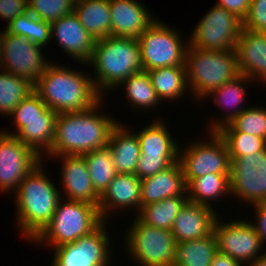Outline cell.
<instances>
[{
    "instance_id": "25",
    "label": "cell",
    "mask_w": 266,
    "mask_h": 266,
    "mask_svg": "<svg viewBox=\"0 0 266 266\" xmlns=\"http://www.w3.org/2000/svg\"><path fill=\"white\" fill-rule=\"evenodd\" d=\"M251 82L252 80L246 75H239L237 78L233 79L232 81H228L216 90L212 91L207 97L213 98L212 101L219 105V107L227 111L223 114L225 117L222 116L220 119L211 120L209 131H217L223 125L228 124L233 120L236 116H238L244 108L243 106L240 107L241 103L243 105L245 94L247 95L246 88L243 86L246 82ZM213 96V97H212ZM230 106V107H229ZM228 107V108H227ZM237 107V108H236ZM232 109V110H231Z\"/></svg>"
},
{
    "instance_id": "16",
    "label": "cell",
    "mask_w": 266,
    "mask_h": 266,
    "mask_svg": "<svg viewBox=\"0 0 266 266\" xmlns=\"http://www.w3.org/2000/svg\"><path fill=\"white\" fill-rule=\"evenodd\" d=\"M43 159L15 136L6 134L2 130L0 132V191L16 192L22 180L43 162Z\"/></svg>"
},
{
    "instance_id": "43",
    "label": "cell",
    "mask_w": 266,
    "mask_h": 266,
    "mask_svg": "<svg viewBox=\"0 0 266 266\" xmlns=\"http://www.w3.org/2000/svg\"><path fill=\"white\" fill-rule=\"evenodd\" d=\"M255 223L250 221L254 226L257 234L260 236L262 246L266 243V203L255 204ZM266 253V251H265Z\"/></svg>"
},
{
    "instance_id": "34",
    "label": "cell",
    "mask_w": 266,
    "mask_h": 266,
    "mask_svg": "<svg viewBox=\"0 0 266 266\" xmlns=\"http://www.w3.org/2000/svg\"><path fill=\"white\" fill-rule=\"evenodd\" d=\"M34 92V85L4 70L0 71V115L8 117L10 113Z\"/></svg>"
},
{
    "instance_id": "27",
    "label": "cell",
    "mask_w": 266,
    "mask_h": 266,
    "mask_svg": "<svg viewBox=\"0 0 266 266\" xmlns=\"http://www.w3.org/2000/svg\"><path fill=\"white\" fill-rule=\"evenodd\" d=\"M110 0H76L74 13L95 40L111 35Z\"/></svg>"
},
{
    "instance_id": "45",
    "label": "cell",
    "mask_w": 266,
    "mask_h": 266,
    "mask_svg": "<svg viewBox=\"0 0 266 266\" xmlns=\"http://www.w3.org/2000/svg\"><path fill=\"white\" fill-rule=\"evenodd\" d=\"M250 266H266V253L256 259Z\"/></svg>"
},
{
    "instance_id": "4",
    "label": "cell",
    "mask_w": 266,
    "mask_h": 266,
    "mask_svg": "<svg viewBox=\"0 0 266 266\" xmlns=\"http://www.w3.org/2000/svg\"><path fill=\"white\" fill-rule=\"evenodd\" d=\"M87 64L93 65L96 77L92 76V79L96 89L102 92L103 96L106 90L115 89L132 74L144 71L139 42L136 38L129 37L110 35L96 40Z\"/></svg>"
},
{
    "instance_id": "23",
    "label": "cell",
    "mask_w": 266,
    "mask_h": 266,
    "mask_svg": "<svg viewBox=\"0 0 266 266\" xmlns=\"http://www.w3.org/2000/svg\"><path fill=\"white\" fill-rule=\"evenodd\" d=\"M176 196H187V184L179 161L141 179V207Z\"/></svg>"
},
{
    "instance_id": "10",
    "label": "cell",
    "mask_w": 266,
    "mask_h": 266,
    "mask_svg": "<svg viewBox=\"0 0 266 266\" xmlns=\"http://www.w3.org/2000/svg\"><path fill=\"white\" fill-rule=\"evenodd\" d=\"M208 134L207 141L188 143L184 152L179 148L178 161L187 185L206 174H230L231 160L224 139L217 131Z\"/></svg>"
},
{
    "instance_id": "41",
    "label": "cell",
    "mask_w": 266,
    "mask_h": 266,
    "mask_svg": "<svg viewBox=\"0 0 266 266\" xmlns=\"http://www.w3.org/2000/svg\"><path fill=\"white\" fill-rule=\"evenodd\" d=\"M28 11V0H0V17L8 24Z\"/></svg>"
},
{
    "instance_id": "24",
    "label": "cell",
    "mask_w": 266,
    "mask_h": 266,
    "mask_svg": "<svg viewBox=\"0 0 266 266\" xmlns=\"http://www.w3.org/2000/svg\"><path fill=\"white\" fill-rule=\"evenodd\" d=\"M118 122L109 136L108 145L118 174H135L140 157V144L136 132Z\"/></svg>"
},
{
    "instance_id": "46",
    "label": "cell",
    "mask_w": 266,
    "mask_h": 266,
    "mask_svg": "<svg viewBox=\"0 0 266 266\" xmlns=\"http://www.w3.org/2000/svg\"><path fill=\"white\" fill-rule=\"evenodd\" d=\"M3 35H4V31L0 32V62H1V56H2V42H3Z\"/></svg>"
},
{
    "instance_id": "12",
    "label": "cell",
    "mask_w": 266,
    "mask_h": 266,
    "mask_svg": "<svg viewBox=\"0 0 266 266\" xmlns=\"http://www.w3.org/2000/svg\"><path fill=\"white\" fill-rule=\"evenodd\" d=\"M43 47L28 39L7 33L4 30L0 70L12 73L36 84L51 63L41 53Z\"/></svg>"
},
{
    "instance_id": "3",
    "label": "cell",
    "mask_w": 266,
    "mask_h": 266,
    "mask_svg": "<svg viewBox=\"0 0 266 266\" xmlns=\"http://www.w3.org/2000/svg\"><path fill=\"white\" fill-rule=\"evenodd\" d=\"M45 171L41 162L22 180L14 192L16 226L30 241L34 240L50 223L62 198L60 196L63 195Z\"/></svg>"
},
{
    "instance_id": "29",
    "label": "cell",
    "mask_w": 266,
    "mask_h": 266,
    "mask_svg": "<svg viewBox=\"0 0 266 266\" xmlns=\"http://www.w3.org/2000/svg\"><path fill=\"white\" fill-rule=\"evenodd\" d=\"M147 72L157 96L162 101L179 100L189 90L185 66L156 68Z\"/></svg>"
},
{
    "instance_id": "6",
    "label": "cell",
    "mask_w": 266,
    "mask_h": 266,
    "mask_svg": "<svg viewBox=\"0 0 266 266\" xmlns=\"http://www.w3.org/2000/svg\"><path fill=\"white\" fill-rule=\"evenodd\" d=\"M62 200H59L50 223L32 241L33 243L48 244L51 248L72 244L92 233L104 222L97 205Z\"/></svg>"
},
{
    "instance_id": "21",
    "label": "cell",
    "mask_w": 266,
    "mask_h": 266,
    "mask_svg": "<svg viewBox=\"0 0 266 266\" xmlns=\"http://www.w3.org/2000/svg\"><path fill=\"white\" fill-rule=\"evenodd\" d=\"M238 68L241 75L252 81L266 84V32H256L242 28L236 42Z\"/></svg>"
},
{
    "instance_id": "22",
    "label": "cell",
    "mask_w": 266,
    "mask_h": 266,
    "mask_svg": "<svg viewBox=\"0 0 266 266\" xmlns=\"http://www.w3.org/2000/svg\"><path fill=\"white\" fill-rule=\"evenodd\" d=\"M128 208L141 209V179L135 174H117L99 198V213L106 222L112 210Z\"/></svg>"
},
{
    "instance_id": "9",
    "label": "cell",
    "mask_w": 266,
    "mask_h": 266,
    "mask_svg": "<svg viewBox=\"0 0 266 266\" xmlns=\"http://www.w3.org/2000/svg\"><path fill=\"white\" fill-rule=\"evenodd\" d=\"M162 21L153 22L138 38L144 71L185 66L188 43ZM185 41V42H184ZM186 43V44H185Z\"/></svg>"
},
{
    "instance_id": "38",
    "label": "cell",
    "mask_w": 266,
    "mask_h": 266,
    "mask_svg": "<svg viewBox=\"0 0 266 266\" xmlns=\"http://www.w3.org/2000/svg\"><path fill=\"white\" fill-rule=\"evenodd\" d=\"M76 0H28V11L42 21L52 23L74 11Z\"/></svg>"
},
{
    "instance_id": "20",
    "label": "cell",
    "mask_w": 266,
    "mask_h": 266,
    "mask_svg": "<svg viewBox=\"0 0 266 266\" xmlns=\"http://www.w3.org/2000/svg\"><path fill=\"white\" fill-rule=\"evenodd\" d=\"M216 212L212 207L188 201L171 228L176 243L211 235L214 232V224L220 216Z\"/></svg>"
},
{
    "instance_id": "28",
    "label": "cell",
    "mask_w": 266,
    "mask_h": 266,
    "mask_svg": "<svg viewBox=\"0 0 266 266\" xmlns=\"http://www.w3.org/2000/svg\"><path fill=\"white\" fill-rule=\"evenodd\" d=\"M217 252L214 232L201 239L176 243L172 266H210Z\"/></svg>"
},
{
    "instance_id": "18",
    "label": "cell",
    "mask_w": 266,
    "mask_h": 266,
    "mask_svg": "<svg viewBox=\"0 0 266 266\" xmlns=\"http://www.w3.org/2000/svg\"><path fill=\"white\" fill-rule=\"evenodd\" d=\"M111 36L138 38L157 18L138 0H110Z\"/></svg>"
},
{
    "instance_id": "35",
    "label": "cell",
    "mask_w": 266,
    "mask_h": 266,
    "mask_svg": "<svg viewBox=\"0 0 266 266\" xmlns=\"http://www.w3.org/2000/svg\"><path fill=\"white\" fill-rule=\"evenodd\" d=\"M5 31L12 35L22 36L44 48L51 40L50 23L42 21L29 11L7 24Z\"/></svg>"
},
{
    "instance_id": "39",
    "label": "cell",
    "mask_w": 266,
    "mask_h": 266,
    "mask_svg": "<svg viewBox=\"0 0 266 266\" xmlns=\"http://www.w3.org/2000/svg\"><path fill=\"white\" fill-rule=\"evenodd\" d=\"M175 162H178V157L140 156L135 175L143 179L167 169Z\"/></svg>"
},
{
    "instance_id": "19",
    "label": "cell",
    "mask_w": 266,
    "mask_h": 266,
    "mask_svg": "<svg viewBox=\"0 0 266 266\" xmlns=\"http://www.w3.org/2000/svg\"><path fill=\"white\" fill-rule=\"evenodd\" d=\"M62 159V191L66 200L83 201L99 205L100 196L95 192L83 155L50 156Z\"/></svg>"
},
{
    "instance_id": "7",
    "label": "cell",
    "mask_w": 266,
    "mask_h": 266,
    "mask_svg": "<svg viewBox=\"0 0 266 266\" xmlns=\"http://www.w3.org/2000/svg\"><path fill=\"white\" fill-rule=\"evenodd\" d=\"M57 115L33 92L9 115L13 119L16 131L3 132L15 136L43 158L44 154L50 151L54 141Z\"/></svg>"
},
{
    "instance_id": "14",
    "label": "cell",
    "mask_w": 266,
    "mask_h": 266,
    "mask_svg": "<svg viewBox=\"0 0 266 266\" xmlns=\"http://www.w3.org/2000/svg\"><path fill=\"white\" fill-rule=\"evenodd\" d=\"M214 234L218 252L229 255L245 266H250L264 254L261 251L263 246L260 236L249 220L226 223L221 221L219 216L214 224Z\"/></svg>"
},
{
    "instance_id": "42",
    "label": "cell",
    "mask_w": 266,
    "mask_h": 266,
    "mask_svg": "<svg viewBox=\"0 0 266 266\" xmlns=\"http://www.w3.org/2000/svg\"><path fill=\"white\" fill-rule=\"evenodd\" d=\"M250 3L251 0H218L216 4L243 21L248 14Z\"/></svg>"
},
{
    "instance_id": "31",
    "label": "cell",
    "mask_w": 266,
    "mask_h": 266,
    "mask_svg": "<svg viewBox=\"0 0 266 266\" xmlns=\"http://www.w3.org/2000/svg\"><path fill=\"white\" fill-rule=\"evenodd\" d=\"M188 201V196L166 198L141 207L136 217L146 225L171 230L175 218Z\"/></svg>"
},
{
    "instance_id": "11",
    "label": "cell",
    "mask_w": 266,
    "mask_h": 266,
    "mask_svg": "<svg viewBox=\"0 0 266 266\" xmlns=\"http://www.w3.org/2000/svg\"><path fill=\"white\" fill-rule=\"evenodd\" d=\"M242 28L239 17L215 4L197 23L188 42L204 50H235Z\"/></svg>"
},
{
    "instance_id": "26",
    "label": "cell",
    "mask_w": 266,
    "mask_h": 266,
    "mask_svg": "<svg viewBox=\"0 0 266 266\" xmlns=\"http://www.w3.org/2000/svg\"><path fill=\"white\" fill-rule=\"evenodd\" d=\"M140 144V156L179 157V144L160 118L136 132Z\"/></svg>"
},
{
    "instance_id": "17",
    "label": "cell",
    "mask_w": 266,
    "mask_h": 266,
    "mask_svg": "<svg viewBox=\"0 0 266 266\" xmlns=\"http://www.w3.org/2000/svg\"><path fill=\"white\" fill-rule=\"evenodd\" d=\"M50 28L51 39L58 41L65 54L84 65L89 62L96 40L82 26L74 12L52 22Z\"/></svg>"
},
{
    "instance_id": "13",
    "label": "cell",
    "mask_w": 266,
    "mask_h": 266,
    "mask_svg": "<svg viewBox=\"0 0 266 266\" xmlns=\"http://www.w3.org/2000/svg\"><path fill=\"white\" fill-rule=\"evenodd\" d=\"M230 160L231 197L252 206L266 203V149Z\"/></svg>"
},
{
    "instance_id": "2",
    "label": "cell",
    "mask_w": 266,
    "mask_h": 266,
    "mask_svg": "<svg viewBox=\"0 0 266 266\" xmlns=\"http://www.w3.org/2000/svg\"><path fill=\"white\" fill-rule=\"evenodd\" d=\"M91 77L51 62L34 85V92L57 114L85 111L104 98Z\"/></svg>"
},
{
    "instance_id": "15",
    "label": "cell",
    "mask_w": 266,
    "mask_h": 266,
    "mask_svg": "<svg viewBox=\"0 0 266 266\" xmlns=\"http://www.w3.org/2000/svg\"><path fill=\"white\" fill-rule=\"evenodd\" d=\"M107 222L104 221L96 230L75 243L54 248L51 266H111Z\"/></svg>"
},
{
    "instance_id": "32",
    "label": "cell",
    "mask_w": 266,
    "mask_h": 266,
    "mask_svg": "<svg viewBox=\"0 0 266 266\" xmlns=\"http://www.w3.org/2000/svg\"><path fill=\"white\" fill-rule=\"evenodd\" d=\"M92 186L101 196L109 183L118 174L112 160V150L109 145L83 154Z\"/></svg>"
},
{
    "instance_id": "8",
    "label": "cell",
    "mask_w": 266,
    "mask_h": 266,
    "mask_svg": "<svg viewBox=\"0 0 266 266\" xmlns=\"http://www.w3.org/2000/svg\"><path fill=\"white\" fill-rule=\"evenodd\" d=\"M125 249L141 266H172L175 238L171 230L142 223L137 217L125 231Z\"/></svg>"
},
{
    "instance_id": "37",
    "label": "cell",
    "mask_w": 266,
    "mask_h": 266,
    "mask_svg": "<svg viewBox=\"0 0 266 266\" xmlns=\"http://www.w3.org/2000/svg\"><path fill=\"white\" fill-rule=\"evenodd\" d=\"M218 130H238L266 139V108L263 106H247L230 123L223 125Z\"/></svg>"
},
{
    "instance_id": "30",
    "label": "cell",
    "mask_w": 266,
    "mask_h": 266,
    "mask_svg": "<svg viewBox=\"0 0 266 266\" xmlns=\"http://www.w3.org/2000/svg\"><path fill=\"white\" fill-rule=\"evenodd\" d=\"M224 195H231L230 174H206L193 179L187 185V196L193 203L213 208L210 201L219 200Z\"/></svg>"
},
{
    "instance_id": "5",
    "label": "cell",
    "mask_w": 266,
    "mask_h": 266,
    "mask_svg": "<svg viewBox=\"0 0 266 266\" xmlns=\"http://www.w3.org/2000/svg\"><path fill=\"white\" fill-rule=\"evenodd\" d=\"M185 68L188 89L199 101L240 75L235 50H204L188 45Z\"/></svg>"
},
{
    "instance_id": "44",
    "label": "cell",
    "mask_w": 266,
    "mask_h": 266,
    "mask_svg": "<svg viewBox=\"0 0 266 266\" xmlns=\"http://www.w3.org/2000/svg\"><path fill=\"white\" fill-rule=\"evenodd\" d=\"M210 266H244L241 262L232 259L229 255L217 252Z\"/></svg>"
},
{
    "instance_id": "36",
    "label": "cell",
    "mask_w": 266,
    "mask_h": 266,
    "mask_svg": "<svg viewBox=\"0 0 266 266\" xmlns=\"http://www.w3.org/2000/svg\"><path fill=\"white\" fill-rule=\"evenodd\" d=\"M217 132L224 139L230 158L256 154L266 149V139L262 137L238 130H217Z\"/></svg>"
},
{
    "instance_id": "40",
    "label": "cell",
    "mask_w": 266,
    "mask_h": 266,
    "mask_svg": "<svg viewBox=\"0 0 266 266\" xmlns=\"http://www.w3.org/2000/svg\"><path fill=\"white\" fill-rule=\"evenodd\" d=\"M243 27L256 32H266V0H251Z\"/></svg>"
},
{
    "instance_id": "33",
    "label": "cell",
    "mask_w": 266,
    "mask_h": 266,
    "mask_svg": "<svg viewBox=\"0 0 266 266\" xmlns=\"http://www.w3.org/2000/svg\"><path fill=\"white\" fill-rule=\"evenodd\" d=\"M122 85L125 88L126 98L134 109H152L161 101L157 96L147 71L132 74L115 89H119Z\"/></svg>"
},
{
    "instance_id": "1",
    "label": "cell",
    "mask_w": 266,
    "mask_h": 266,
    "mask_svg": "<svg viewBox=\"0 0 266 266\" xmlns=\"http://www.w3.org/2000/svg\"><path fill=\"white\" fill-rule=\"evenodd\" d=\"M104 99L85 111L59 113L54 141L46 157L83 155L107 146L112 128L118 121L100 112Z\"/></svg>"
}]
</instances>
